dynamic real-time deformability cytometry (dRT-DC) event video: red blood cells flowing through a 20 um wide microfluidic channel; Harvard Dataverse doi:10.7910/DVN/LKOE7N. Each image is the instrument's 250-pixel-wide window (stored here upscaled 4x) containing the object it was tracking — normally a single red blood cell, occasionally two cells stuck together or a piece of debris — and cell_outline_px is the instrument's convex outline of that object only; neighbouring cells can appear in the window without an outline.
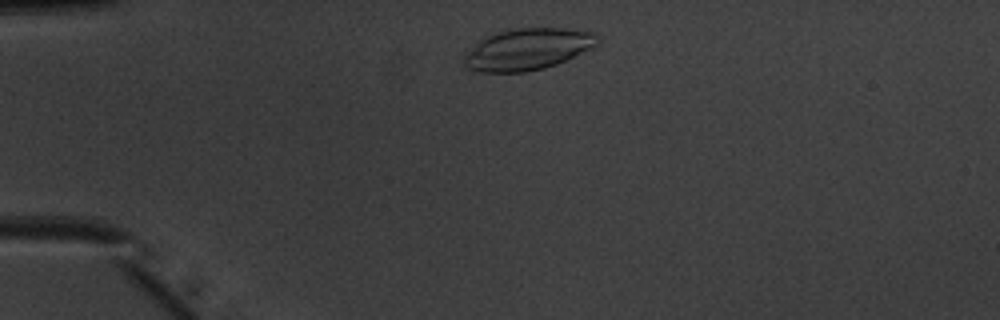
{"species": "common noctule bat (a hibernating species)", "species_latin": "Nyctalus noctula", "temperature_condition": "warm", "stored_images_in_passage": 41, "camera_frame_rate_fps": 3000, "um_per_image_px": 0.085, "animal": {"sex": "male", "body_mass_g": 20.1, "forearm_length_mm": 53.5}, "frame": {"image": 1, "passage_image": 3, "time_ms": 0.667, "image_size_px": [1000, 320], "cell_outline_px": [[600, 36], [596, 44], [592, 48], [556, 64], [544, 68], [524, 72], [480, 72], [464, 68], [464, 56], [484, 36], [500, 32], [520, 28], [564, 28], [592, 32]], "centroid_in_image_um": [44.84, 4.19], "position_along_channel_um": 40.2, "area_um2": 32.02}}
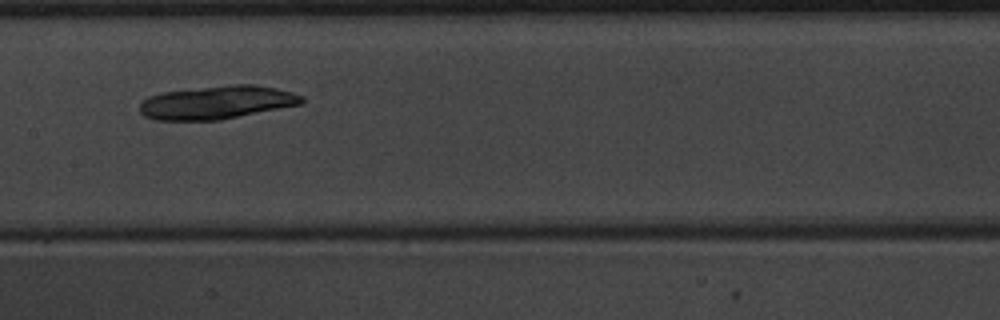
{"frame": {"image": 2, "passage_image": 17, "time_ms": 5.333, "image_size_px": [1000, 320], "cell_outline_px": [[304, 100], [300, 104], [220, 120], [152, 120], [144, 116], [140, 112], [140, 100], [148, 96], [164, 92], [232, 84], [256, 84], [276, 88], [292, 92], [304, 96]], "centroid_in_image_um": [18.41, 8.7], "position_along_channel_um": 189.0, "area_um2": 31.44}}
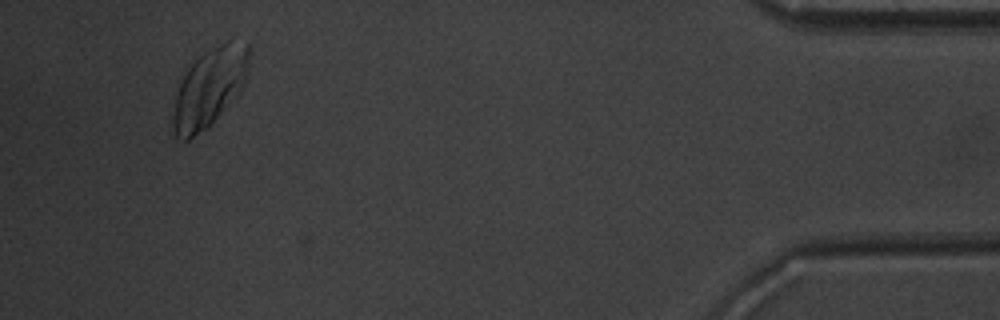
{"frame": {"image": 3, "passage_image": 39, "time_ms": 12.667, "image_size_px": [1000, 320], "cell_outline_px": [[248, 76], [240, 92], [204, 128], [188, 140], [184, 140], [176, 136], [172, 124], [172, 116], [176, 96], [180, 84], [188, 68], [204, 52], [228, 40], [248, 44]], "centroid_in_image_um": [17.81, 7.42], "position_along_channel_um": 417.4, "area_um2": 33.7}}